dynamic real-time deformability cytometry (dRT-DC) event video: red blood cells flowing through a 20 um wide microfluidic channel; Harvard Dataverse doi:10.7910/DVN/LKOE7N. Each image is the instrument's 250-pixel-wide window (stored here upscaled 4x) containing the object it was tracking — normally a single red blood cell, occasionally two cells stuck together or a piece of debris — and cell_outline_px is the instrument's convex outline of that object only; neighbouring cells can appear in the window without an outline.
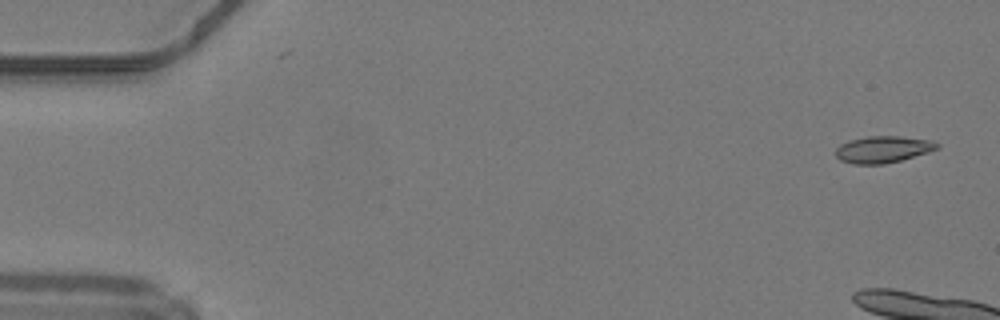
{"species": "common noctule bat (a hibernating species)", "species_latin": "Nyctalus noctula", "temperature_condition": "warm", "stored_images_in_passage": 7, "camera_frame_rate_fps": 3000, "um_per_image_px": 0.085, "animal": {"sex": "male", "body_mass_g": 19.2, "forearm_length_mm": 51.8}, "frame": {"image": 1, "passage_image": 1, "time_ms": 0.0, "image_size_px": [1000, 320], "cell_outline_px": [[940, 148], [928, 152], [900, 160], [884, 164], [852, 164], [840, 160], [836, 156], [836, 148], [840, 144], [848, 140], [868, 136], [900, 136], [932, 140], [940, 144]], "centroid_in_image_um": [75.05, 12.69], "position_along_channel_um": 9.9, "area_um2": 15.9}}